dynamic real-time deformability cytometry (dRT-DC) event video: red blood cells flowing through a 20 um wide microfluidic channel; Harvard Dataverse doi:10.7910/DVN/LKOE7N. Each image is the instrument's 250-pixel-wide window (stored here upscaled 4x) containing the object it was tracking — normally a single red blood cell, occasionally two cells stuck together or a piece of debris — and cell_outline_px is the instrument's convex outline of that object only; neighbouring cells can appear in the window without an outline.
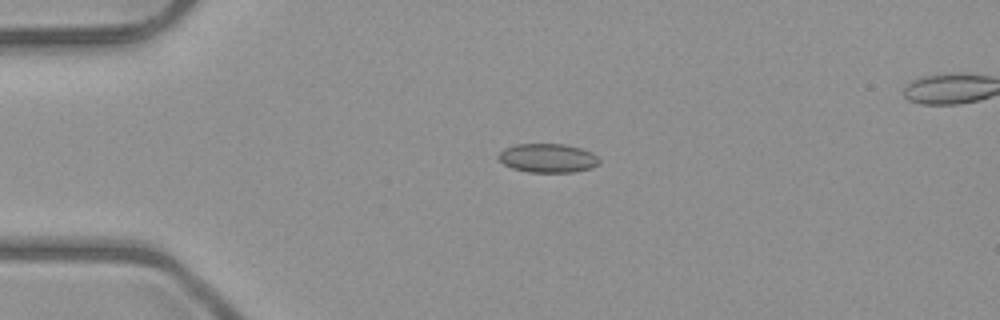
{"species": "common noctule bat (a hibernating species)", "species_latin": "Nyctalus noctula", "temperature_condition": "room temperature", "stored_images_in_passage": 6, "camera_frame_rate_fps": 3000, "um_per_image_px": 0.085, "animal": {"sex": "male", "body_mass_g": 23.1, "forearm_length_mm": 52.7}, "frame": {"image": 1, "passage_image": 4, "time_ms": 3.333, "image_size_px": [1000, 320], "cell_outline_px": [[600, 164], [592, 168], [572, 172], [528, 172], [512, 168], [504, 164], [496, 156], [504, 148], [516, 144], [564, 144], [580, 148], [592, 152], [600, 160]], "centroid_in_image_um": [46.56, 13.44], "position_along_channel_um": 38.4, "area_um2": 17.05}}
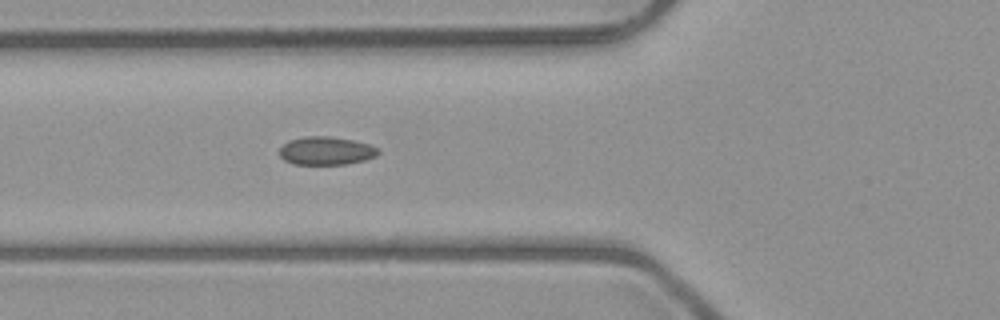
{"frame": {"image": 2, "passage_image": 6, "time_ms": 5.667, "image_size_px": [1000, 320], "cell_outline_px": [[380, 152], [376, 156], [364, 160], [348, 164], [292, 164], [284, 160], [280, 156], [280, 148], [288, 140], [304, 136], [328, 136], [352, 140], [368, 144], [380, 148]], "centroid_in_image_um": [27.72, 12.82], "position_along_channel_um": 98.1, "area_um2": 16.3}}